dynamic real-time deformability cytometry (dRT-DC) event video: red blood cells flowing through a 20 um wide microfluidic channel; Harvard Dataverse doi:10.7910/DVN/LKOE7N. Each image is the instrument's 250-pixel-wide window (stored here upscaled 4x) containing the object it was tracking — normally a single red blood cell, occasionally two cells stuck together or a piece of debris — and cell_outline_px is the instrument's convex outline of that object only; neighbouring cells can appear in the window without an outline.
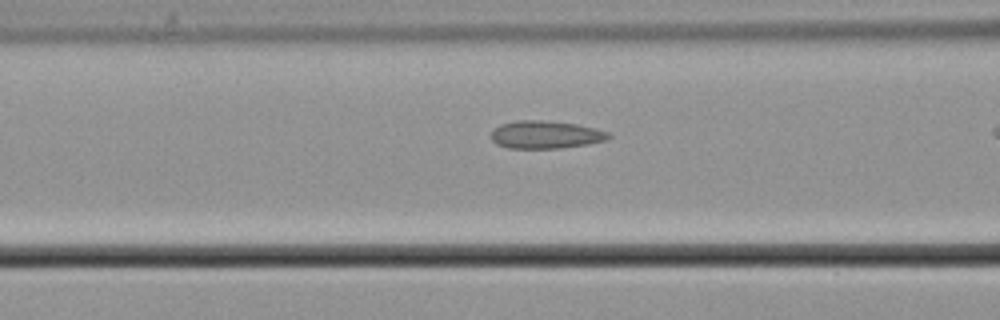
{"species": "common noctule bat (a hibernating species)", "species_latin": "Nyctalus noctula", "temperature_condition": "cold", "stored_images_in_passage": 9, "camera_frame_rate_fps": 3000, "um_per_image_px": 0.085, "animal": {"sex": "male", "body_mass_g": 21.5, "forearm_length_mm": 52.0}, "frame": {"image": 1, "passage_image": 7, "time_ms": 2.0, "image_size_px": [1000, 320], "cell_outline_px": [[612, 136], [608, 140], [588, 144], [560, 148], [508, 148], [496, 144], [492, 140], [492, 132], [500, 124], [516, 120], [540, 120], [576, 124], [596, 128], [608, 132]], "centroid_in_image_um": [46.4, 11.45], "position_along_channel_um": 120.2, "area_um2": 19.02}}